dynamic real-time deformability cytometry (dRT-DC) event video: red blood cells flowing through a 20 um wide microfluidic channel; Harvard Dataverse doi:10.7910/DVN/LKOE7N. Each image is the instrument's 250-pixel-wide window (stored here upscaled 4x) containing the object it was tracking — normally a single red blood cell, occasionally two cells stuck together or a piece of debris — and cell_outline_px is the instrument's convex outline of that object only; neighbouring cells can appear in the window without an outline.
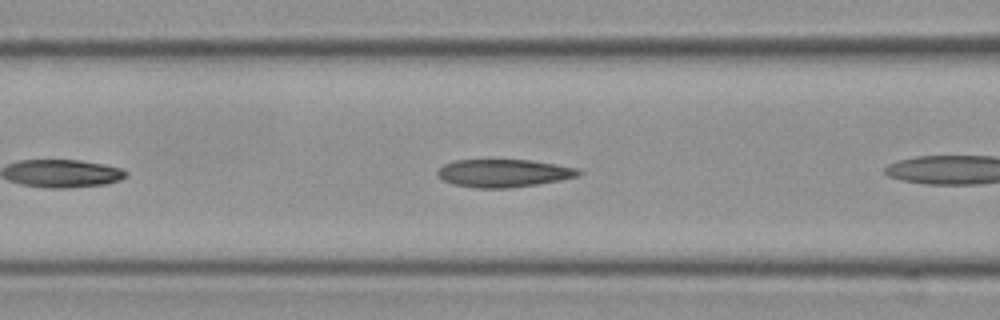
{"species": "Egyptian fruit bat (a non-hibernating species)", "species_latin": "Rousettus aegyptiacus", "temperature_condition": "cold", "stored_images_in_passage": 11, "camera_frame_rate_fps": 3000, "um_per_image_px": 0.085, "frame": {"image": 1, "passage_image": 7, "time_ms": 2.0, "image_size_px": [1000, 320], "cell_outline_px": [[584, 172], [580, 176], [560, 180], [512, 188], [476, 188], [456, 184], [444, 180], [436, 172], [444, 164], [456, 160], [532, 160], [556, 164], [576, 168]], "centroid_in_image_um": [42.87, 14.71], "position_along_channel_um": 123.7, "area_um2": 22.77}}